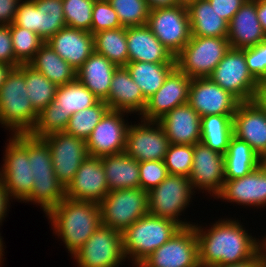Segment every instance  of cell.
Masks as SVG:
<instances>
[{
	"mask_svg": "<svg viewBox=\"0 0 266 267\" xmlns=\"http://www.w3.org/2000/svg\"><path fill=\"white\" fill-rule=\"evenodd\" d=\"M194 223L198 239L200 267L233 265L255 258L260 253L259 235L254 236L236 217L222 219L208 225Z\"/></svg>",
	"mask_w": 266,
	"mask_h": 267,
	"instance_id": "obj_1",
	"label": "cell"
},
{
	"mask_svg": "<svg viewBox=\"0 0 266 267\" xmlns=\"http://www.w3.org/2000/svg\"><path fill=\"white\" fill-rule=\"evenodd\" d=\"M44 217L69 256L76 253L101 225L99 203L66 197Z\"/></svg>",
	"mask_w": 266,
	"mask_h": 267,
	"instance_id": "obj_2",
	"label": "cell"
},
{
	"mask_svg": "<svg viewBox=\"0 0 266 267\" xmlns=\"http://www.w3.org/2000/svg\"><path fill=\"white\" fill-rule=\"evenodd\" d=\"M181 226L173 220L147 213L122 232L125 259L138 267L150 254L169 241Z\"/></svg>",
	"mask_w": 266,
	"mask_h": 267,
	"instance_id": "obj_3",
	"label": "cell"
},
{
	"mask_svg": "<svg viewBox=\"0 0 266 267\" xmlns=\"http://www.w3.org/2000/svg\"><path fill=\"white\" fill-rule=\"evenodd\" d=\"M28 157L32 158L33 185L23 203L40 206L46 216L65 198V188L55 175L49 146L42 138L29 133Z\"/></svg>",
	"mask_w": 266,
	"mask_h": 267,
	"instance_id": "obj_4",
	"label": "cell"
},
{
	"mask_svg": "<svg viewBox=\"0 0 266 267\" xmlns=\"http://www.w3.org/2000/svg\"><path fill=\"white\" fill-rule=\"evenodd\" d=\"M25 85V75L13 68L0 88V125L9 135L28 134L37 122Z\"/></svg>",
	"mask_w": 266,
	"mask_h": 267,
	"instance_id": "obj_5",
	"label": "cell"
},
{
	"mask_svg": "<svg viewBox=\"0 0 266 267\" xmlns=\"http://www.w3.org/2000/svg\"><path fill=\"white\" fill-rule=\"evenodd\" d=\"M194 191L189 177L168 175L158 186L148 191V213L175 221L181 227L192 226V221L181 216L189 209ZM183 219V220H182Z\"/></svg>",
	"mask_w": 266,
	"mask_h": 267,
	"instance_id": "obj_6",
	"label": "cell"
},
{
	"mask_svg": "<svg viewBox=\"0 0 266 267\" xmlns=\"http://www.w3.org/2000/svg\"><path fill=\"white\" fill-rule=\"evenodd\" d=\"M0 165V178L12 200L23 202L33 185L32 158L28 157V134L8 136Z\"/></svg>",
	"mask_w": 266,
	"mask_h": 267,
	"instance_id": "obj_7",
	"label": "cell"
},
{
	"mask_svg": "<svg viewBox=\"0 0 266 267\" xmlns=\"http://www.w3.org/2000/svg\"><path fill=\"white\" fill-rule=\"evenodd\" d=\"M230 48L227 38L191 36L175 57L176 67L190 78L209 77Z\"/></svg>",
	"mask_w": 266,
	"mask_h": 267,
	"instance_id": "obj_8",
	"label": "cell"
},
{
	"mask_svg": "<svg viewBox=\"0 0 266 267\" xmlns=\"http://www.w3.org/2000/svg\"><path fill=\"white\" fill-rule=\"evenodd\" d=\"M209 78L240 102L257 100L260 83L251 75L245 48H230Z\"/></svg>",
	"mask_w": 266,
	"mask_h": 267,
	"instance_id": "obj_9",
	"label": "cell"
},
{
	"mask_svg": "<svg viewBox=\"0 0 266 267\" xmlns=\"http://www.w3.org/2000/svg\"><path fill=\"white\" fill-rule=\"evenodd\" d=\"M99 207L101 224L123 232L148 213V191L142 188L109 191Z\"/></svg>",
	"mask_w": 266,
	"mask_h": 267,
	"instance_id": "obj_10",
	"label": "cell"
},
{
	"mask_svg": "<svg viewBox=\"0 0 266 267\" xmlns=\"http://www.w3.org/2000/svg\"><path fill=\"white\" fill-rule=\"evenodd\" d=\"M16 26L38 34L47 42L66 27L62 0H21L18 4Z\"/></svg>",
	"mask_w": 266,
	"mask_h": 267,
	"instance_id": "obj_11",
	"label": "cell"
},
{
	"mask_svg": "<svg viewBox=\"0 0 266 267\" xmlns=\"http://www.w3.org/2000/svg\"><path fill=\"white\" fill-rule=\"evenodd\" d=\"M76 266H123L126 261L122 247V232L100 225L83 246L74 253Z\"/></svg>",
	"mask_w": 266,
	"mask_h": 267,
	"instance_id": "obj_12",
	"label": "cell"
},
{
	"mask_svg": "<svg viewBox=\"0 0 266 267\" xmlns=\"http://www.w3.org/2000/svg\"><path fill=\"white\" fill-rule=\"evenodd\" d=\"M146 25L174 57L191 37L189 14L185 6L149 10Z\"/></svg>",
	"mask_w": 266,
	"mask_h": 267,
	"instance_id": "obj_13",
	"label": "cell"
},
{
	"mask_svg": "<svg viewBox=\"0 0 266 267\" xmlns=\"http://www.w3.org/2000/svg\"><path fill=\"white\" fill-rule=\"evenodd\" d=\"M128 112L109 109L87 138L90 157L101 158L125 152L127 131L131 121ZM128 118V119H127Z\"/></svg>",
	"mask_w": 266,
	"mask_h": 267,
	"instance_id": "obj_14",
	"label": "cell"
},
{
	"mask_svg": "<svg viewBox=\"0 0 266 267\" xmlns=\"http://www.w3.org/2000/svg\"><path fill=\"white\" fill-rule=\"evenodd\" d=\"M138 267H200L194 226L181 227Z\"/></svg>",
	"mask_w": 266,
	"mask_h": 267,
	"instance_id": "obj_15",
	"label": "cell"
},
{
	"mask_svg": "<svg viewBox=\"0 0 266 267\" xmlns=\"http://www.w3.org/2000/svg\"><path fill=\"white\" fill-rule=\"evenodd\" d=\"M134 118L139 121L129 125L125 152L138 162L164 160L170 142L160 123Z\"/></svg>",
	"mask_w": 266,
	"mask_h": 267,
	"instance_id": "obj_16",
	"label": "cell"
},
{
	"mask_svg": "<svg viewBox=\"0 0 266 267\" xmlns=\"http://www.w3.org/2000/svg\"><path fill=\"white\" fill-rule=\"evenodd\" d=\"M51 151L57 180L66 188L73 180L82 162L89 156L85 140L65 132H56L42 138Z\"/></svg>",
	"mask_w": 266,
	"mask_h": 267,
	"instance_id": "obj_17",
	"label": "cell"
},
{
	"mask_svg": "<svg viewBox=\"0 0 266 267\" xmlns=\"http://www.w3.org/2000/svg\"><path fill=\"white\" fill-rule=\"evenodd\" d=\"M224 168V155L201 142L193 145V163L189 180L196 193L202 192L215 198L225 182Z\"/></svg>",
	"mask_w": 266,
	"mask_h": 267,
	"instance_id": "obj_18",
	"label": "cell"
},
{
	"mask_svg": "<svg viewBox=\"0 0 266 267\" xmlns=\"http://www.w3.org/2000/svg\"><path fill=\"white\" fill-rule=\"evenodd\" d=\"M214 199L227 204H237L235 206L239 205L240 208H266V165L262 163L244 177L225 180L221 191Z\"/></svg>",
	"mask_w": 266,
	"mask_h": 267,
	"instance_id": "obj_19",
	"label": "cell"
},
{
	"mask_svg": "<svg viewBox=\"0 0 266 267\" xmlns=\"http://www.w3.org/2000/svg\"><path fill=\"white\" fill-rule=\"evenodd\" d=\"M240 101L221 88L209 77L192 78L189 86L188 104L200 117L207 115L233 116Z\"/></svg>",
	"mask_w": 266,
	"mask_h": 267,
	"instance_id": "obj_20",
	"label": "cell"
},
{
	"mask_svg": "<svg viewBox=\"0 0 266 267\" xmlns=\"http://www.w3.org/2000/svg\"><path fill=\"white\" fill-rule=\"evenodd\" d=\"M233 134L266 157V109L258 100L240 102L233 115Z\"/></svg>",
	"mask_w": 266,
	"mask_h": 267,
	"instance_id": "obj_21",
	"label": "cell"
},
{
	"mask_svg": "<svg viewBox=\"0 0 266 267\" xmlns=\"http://www.w3.org/2000/svg\"><path fill=\"white\" fill-rule=\"evenodd\" d=\"M192 78L177 67L168 75L163 85L147 100L141 119L158 121L177 106L188 103Z\"/></svg>",
	"mask_w": 266,
	"mask_h": 267,
	"instance_id": "obj_22",
	"label": "cell"
},
{
	"mask_svg": "<svg viewBox=\"0 0 266 267\" xmlns=\"http://www.w3.org/2000/svg\"><path fill=\"white\" fill-rule=\"evenodd\" d=\"M109 193L101 158L88 156L65 188V197L74 201L100 203Z\"/></svg>",
	"mask_w": 266,
	"mask_h": 267,
	"instance_id": "obj_23",
	"label": "cell"
},
{
	"mask_svg": "<svg viewBox=\"0 0 266 267\" xmlns=\"http://www.w3.org/2000/svg\"><path fill=\"white\" fill-rule=\"evenodd\" d=\"M158 122L170 144L194 145L201 141V117L188 103L172 109Z\"/></svg>",
	"mask_w": 266,
	"mask_h": 267,
	"instance_id": "obj_24",
	"label": "cell"
},
{
	"mask_svg": "<svg viewBox=\"0 0 266 267\" xmlns=\"http://www.w3.org/2000/svg\"><path fill=\"white\" fill-rule=\"evenodd\" d=\"M46 43L75 70L94 52V35L68 26L59 30Z\"/></svg>",
	"mask_w": 266,
	"mask_h": 267,
	"instance_id": "obj_25",
	"label": "cell"
},
{
	"mask_svg": "<svg viewBox=\"0 0 266 267\" xmlns=\"http://www.w3.org/2000/svg\"><path fill=\"white\" fill-rule=\"evenodd\" d=\"M105 102L111 110L136 114L137 117L142 115L147 104L140 87L134 82L126 67H118L115 70Z\"/></svg>",
	"mask_w": 266,
	"mask_h": 267,
	"instance_id": "obj_26",
	"label": "cell"
},
{
	"mask_svg": "<svg viewBox=\"0 0 266 267\" xmlns=\"http://www.w3.org/2000/svg\"><path fill=\"white\" fill-rule=\"evenodd\" d=\"M128 62L176 63L147 25L126 28Z\"/></svg>",
	"mask_w": 266,
	"mask_h": 267,
	"instance_id": "obj_27",
	"label": "cell"
},
{
	"mask_svg": "<svg viewBox=\"0 0 266 267\" xmlns=\"http://www.w3.org/2000/svg\"><path fill=\"white\" fill-rule=\"evenodd\" d=\"M228 42L232 48L255 46L266 40L257 16V3L247 0L232 17L228 25Z\"/></svg>",
	"mask_w": 266,
	"mask_h": 267,
	"instance_id": "obj_28",
	"label": "cell"
},
{
	"mask_svg": "<svg viewBox=\"0 0 266 267\" xmlns=\"http://www.w3.org/2000/svg\"><path fill=\"white\" fill-rule=\"evenodd\" d=\"M118 68L104 55L95 51L76 70V79L88 88L99 100L105 101L115 70Z\"/></svg>",
	"mask_w": 266,
	"mask_h": 267,
	"instance_id": "obj_29",
	"label": "cell"
},
{
	"mask_svg": "<svg viewBox=\"0 0 266 267\" xmlns=\"http://www.w3.org/2000/svg\"><path fill=\"white\" fill-rule=\"evenodd\" d=\"M109 191L140 188L139 162L126 152L101 157Z\"/></svg>",
	"mask_w": 266,
	"mask_h": 267,
	"instance_id": "obj_30",
	"label": "cell"
},
{
	"mask_svg": "<svg viewBox=\"0 0 266 267\" xmlns=\"http://www.w3.org/2000/svg\"><path fill=\"white\" fill-rule=\"evenodd\" d=\"M191 36L227 38L228 25L208 0H199L187 7Z\"/></svg>",
	"mask_w": 266,
	"mask_h": 267,
	"instance_id": "obj_31",
	"label": "cell"
},
{
	"mask_svg": "<svg viewBox=\"0 0 266 267\" xmlns=\"http://www.w3.org/2000/svg\"><path fill=\"white\" fill-rule=\"evenodd\" d=\"M262 163L263 159L247 142L233 135L224 155L225 180L244 177Z\"/></svg>",
	"mask_w": 266,
	"mask_h": 267,
	"instance_id": "obj_32",
	"label": "cell"
},
{
	"mask_svg": "<svg viewBox=\"0 0 266 267\" xmlns=\"http://www.w3.org/2000/svg\"><path fill=\"white\" fill-rule=\"evenodd\" d=\"M28 64L42 73L57 87L76 80V70L46 42Z\"/></svg>",
	"mask_w": 266,
	"mask_h": 267,
	"instance_id": "obj_33",
	"label": "cell"
},
{
	"mask_svg": "<svg viewBox=\"0 0 266 267\" xmlns=\"http://www.w3.org/2000/svg\"><path fill=\"white\" fill-rule=\"evenodd\" d=\"M146 100L165 82L176 63L128 62L125 66Z\"/></svg>",
	"mask_w": 266,
	"mask_h": 267,
	"instance_id": "obj_34",
	"label": "cell"
},
{
	"mask_svg": "<svg viewBox=\"0 0 266 267\" xmlns=\"http://www.w3.org/2000/svg\"><path fill=\"white\" fill-rule=\"evenodd\" d=\"M233 116L207 115L201 117V143L225 155L233 136Z\"/></svg>",
	"mask_w": 266,
	"mask_h": 267,
	"instance_id": "obj_35",
	"label": "cell"
},
{
	"mask_svg": "<svg viewBox=\"0 0 266 267\" xmlns=\"http://www.w3.org/2000/svg\"><path fill=\"white\" fill-rule=\"evenodd\" d=\"M94 51L104 55L116 66L125 67L128 63L126 28L120 27L95 33Z\"/></svg>",
	"mask_w": 266,
	"mask_h": 267,
	"instance_id": "obj_36",
	"label": "cell"
},
{
	"mask_svg": "<svg viewBox=\"0 0 266 267\" xmlns=\"http://www.w3.org/2000/svg\"><path fill=\"white\" fill-rule=\"evenodd\" d=\"M98 101L99 99L77 79L58 86L53 100L58 109L71 116L95 105Z\"/></svg>",
	"mask_w": 266,
	"mask_h": 267,
	"instance_id": "obj_37",
	"label": "cell"
},
{
	"mask_svg": "<svg viewBox=\"0 0 266 267\" xmlns=\"http://www.w3.org/2000/svg\"><path fill=\"white\" fill-rule=\"evenodd\" d=\"M17 68L25 75L28 98L39 113L54 100L57 86L29 64H20Z\"/></svg>",
	"mask_w": 266,
	"mask_h": 267,
	"instance_id": "obj_38",
	"label": "cell"
},
{
	"mask_svg": "<svg viewBox=\"0 0 266 267\" xmlns=\"http://www.w3.org/2000/svg\"><path fill=\"white\" fill-rule=\"evenodd\" d=\"M108 110L107 103L99 100L95 105L73 114L64 132L86 141Z\"/></svg>",
	"mask_w": 266,
	"mask_h": 267,
	"instance_id": "obj_39",
	"label": "cell"
},
{
	"mask_svg": "<svg viewBox=\"0 0 266 267\" xmlns=\"http://www.w3.org/2000/svg\"><path fill=\"white\" fill-rule=\"evenodd\" d=\"M10 32L15 58L21 64H28L45 42L38 34L14 23L10 25Z\"/></svg>",
	"mask_w": 266,
	"mask_h": 267,
	"instance_id": "obj_40",
	"label": "cell"
},
{
	"mask_svg": "<svg viewBox=\"0 0 266 267\" xmlns=\"http://www.w3.org/2000/svg\"><path fill=\"white\" fill-rule=\"evenodd\" d=\"M70 117V114L62 112L52 101L38 113L37 122L29 134L36 138H43L52 133L64 132Z\"/></svg>",
	"mask_w": 266,
	"mask_h": 267,
	"instance_id": "obj_41",
	"label": "cell"
},
{
	"mask_svg": "<svg viewBox=\"0 0 266 267\" xmlns=\"http://www.w3.org/2000/svg\"><path fill=\"white\" fill-rule=\"evenodd\" d=\"M122 27H134L147 24L149 8L145 0H108Z\"/></svg>",
	"mask_w": 266,
	"mask_h": 267,
	"instance_id": "obj_42",
	"label": "cell"
},
{
	"mask_svg": "<svg viewBox=\"0 0 266 267\" xmlns=\"http://www.w3.org/2000/svg\"><path fill=\"white\" fill-rule=\"evenodd\" d=\"M66 26L91 32L95 0H62Z\"/></svg>",
	"mask_w": 266,
	"mask_h": 267,
	"instance_id": "obj_43",
	"label": "cell"
},
{
	"mask_svg": "<svg viewBox=\"0 0 266 267\" xmlns=\"http://www.w3.org/2000/svg\"><path fill=\"white\" fill-rule=\"evenodd\" d=\"M170 175L189 177L193 163V145L170 144L164 158Z\"/></svg>",
	"mask_w": 266,
	"mask_h": 267,
	"instance_id": "obj_44",
	"label": "cell"
},
{
	"mask_svg": "<svg viewBox=\"0 0 266 267\" xmlns=\"http://www.w3.org/2000/svg\"><path fill=\"white\" fill-rule=\"evenodd\" d=\"M122 27L118 15L108 0H95L92 11L91 33Z\"/></svg>",
	"mask_w": 266,
	"mask_h": 267,
	"instance_id": "obj_45",
	"label": "cell"
},
{
	"mask_svg": "<svg viewBox=\"0 0 266 267\" xmlns=\"http://www.w3.org/2000/svg\"><path fill=\"white\" fill-rule=\"evenodd\" d=\"M169 175L164 160L139 162L140 188L149 191Z\"/></svg>",
	"mask_w": 266,
	"mask_h": 267,
	"instance_id": "obj_46",
	"label": "cell"
},
{
	"mask_svg": "<svg viewBox=\"0 0 266 267\" xmlns=\"http://www.w3.org/2000/svg\"><path fill=\"white\" fill-rule=\"evenodd\" d=\"M245 60L251 75L260 84L266 82V40L246 47Z\"/></svg>",
	"mask_w": 266,
	"mask_h": 267,
	"instance_id": "obj_47",
	"label": "cell"
},
{
	"mask_svg": "<svg viewBox=\"0 0 266 267\" xmlns=\"http://www.w3.org/2000/svg\"><path fill=\"white\" fill-rule=\"evenodd\" d=\"M0 63L17 68L21 63L15 58L10 25L0 26Z\"/></svg>",
	"mask_w": 266,
	"mask_h": 267,
	"instance_id": "obj_48",
	"label": "cell"
},
{
	"mask_svg": "<svg viewBox=\"0 0 266 267\" xmlns=\"http://www.w3.org/2000/svg\"><path fill=\"white\" fill-rule=\"evenodd\" d=\"M212 8L228 23L247 0H208Z\"/></svg>",
	"mask_w": 266,
	"mask_h": 267,
	"instance_id": "obj_49",
	"label": "cell"
},
{
	"mask_svg": "<svg viewBox=\"0 0 266 267\" xmlns=\"http://www.w3.org/2000/svg\"><path fill=\"white\" fill-rule=\"evenodd\" d=\"M21 0H0V26L14 23Z\"/></svg>",
	"mask_w": 266,
	"mask_h": 267,
	"instance_id": "obj_50",
	"label": "cell"
},
{
	"mask_svg": "<svg viewBox=\"0 0 266 267\" xmlns=\"http://www.w3.org/2000/svg\"><path fill=\"white\" fill-rule=\"evenodd\" d=\"M13 200L10 198L0 178V227L3 224L6 217H8L9 208ZM8 212V213H7Z\"/></svg>",
	"mask_w": 266,
	"mask_h": 267,
	"instance_id": "obj_51",
	"label": "cell"
},
{
	"mask_svg": "<svg viewBox=\"0 0 266 267\" xmlns=\"http://www.w3.org/2000/svg\"><path fill=\"white\" fill-rule=\"evenodd\" d=\"M212 267H265L262 254L259 253L255 258L233 265H217Z\"/></svg>",
	"mask_w": 266,
	"mask_h": 267,
	"instance_id": "obj_52",
	"label": "cell"
},
{
	"mask_svg": "<svg viewBox=\"0 0 266 267\" xmlns=\"http://www.w3.org/2000/svg\"><path fill=\"white\" fill-rule=\"evenodd\" d=\"M149 10L177 6L176 0H145Z\"/></svg>",
	"mask_w": 266,
	"mask_h": 267,
	"instance_id": "obj_53",
	"label": "cell"
},
{
	"mask_svg": "<svg viewBox=\"0 0 266 267\" xmlns=\"http://www.w3.org/2000/svg\"><path fill=\"white\" fill-rule=\"evenodd\" d=\"M257 3V16L266 35V0H255Z\"/></svg>",
	"mask_w": 266,
	"mask_h": 267,
	"instance_id": "obj_54",
	"label": "cell"
},
{
	"mask_svg": "<svg viewBox=\"0 0 266 267\" xmlns=\"http://www.w3.org/2000/svg\"><path fill=\"white\" fill-rule=\"evenodd\" d=\"M13 69L12 66L4 63H0V88L1 85L6 80L7 75L10 73V71Z\"/></svg>",
	"mask_w": 266,
	"mask_h": 267,
	"instance_id": "obj_55",
	"label": "cell"
},
{
	"mask_svg": "<svg viewBox=\"0 0 266 267\" xmlns=\"http://www.w3.org/2000/svg\"><path fill=\"white\" fill-rule=\"evenodd\" d=\"M257 100L266 109V82L261 83Z\"/></svg>",
	"mask_w": 266,
	"mask_h": 267,
	"instance_id": "obj_56",
	"label": "cell"
},
{
	"mask_svg": "<svg viewBox=\"0 0 266 267\" xmlns=\"http://www.w3.org/2000/svg\"><path fill=\"white\" fill-rule=\"evenodd\" d=\"M260 253L262 254L264 264L266 265V234L260 238Z\"/></svg>",
	"mask_w": 266,
	"mask_h": 267,
	"instance_id": "obj_57",
	"label": "cell"
},
{
	"mask_svg": "<svg viewBox=\"0 0 266 267\" xmlns=\"http://www.w3.org/2000/svg\"><path fill=\"white\" fill-rule=\"evenodd\" d=\"M1 233L0 232V267L4 264V254H5V248L6 246H4L5 242H4V238L1 236Z\"/></svg>",
	"mask_w": 266,
	"mask_h": 267,
	"instance_id": "obj_58",
	"label": "cell"
},
{
	"mask_svg": "<svg viewBox=\"0 0 266 267\" xmlns=\"http://www.w3.org/2000/svg\"><path fill=\"white\" fill-rule=\"evenodd\" d=\"M199 0H176L177 5L188 7L190 4L197 2Z\"/></svg>",
	"mask_w": 266,
	"mask_h": 267,
	"instance_id": "obj_59",
	"label": "cell"
},
{
	"mask_svg": "<svg viewBox=\"0 0 266 267\" xmlns=\"http://www.w3.org/2000/svg\"><path fill=\"white\" fill-rule=\"evenodd\" d=\"M77 267H109V266H77Z\"/></svg>",
	"mask_w": 266,
	"mask_h": 267,
	"instance_id": "obj_60",
	"label": "cell"
},
{
	"mask_svg": "<svg viewBox=\"0 0 266 267\" xmlns=\"http://www.w3.org/2000/svg\"><path fill=\"white\" fill-rule=\"evenodd\" d=\"M263 163L266 165V157H265V159L263 160Z\"/></svg>",
	"mask_w": 266,
	"mask_h": 267,
	"instance_id": "obj_61",
	"label": "cell"
}]
</instances>
